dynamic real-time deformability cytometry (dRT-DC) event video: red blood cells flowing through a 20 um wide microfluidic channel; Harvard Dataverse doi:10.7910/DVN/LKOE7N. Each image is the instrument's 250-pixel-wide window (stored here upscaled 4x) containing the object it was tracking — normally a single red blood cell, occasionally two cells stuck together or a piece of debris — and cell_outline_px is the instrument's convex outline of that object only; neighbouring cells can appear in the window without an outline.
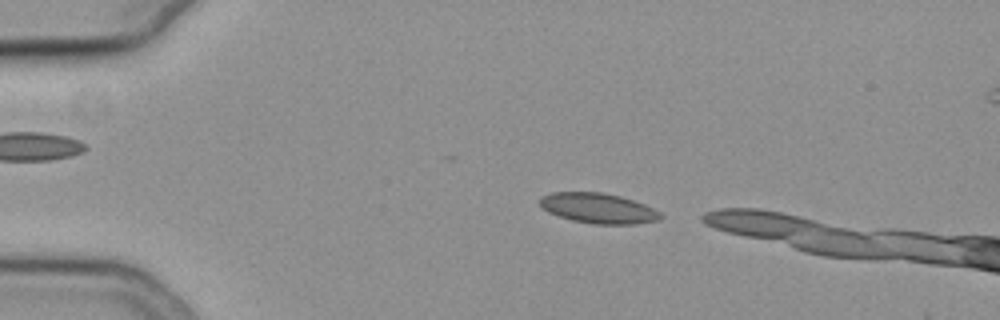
{"species": "common noctule bat (a hibernating species)", "species_latin": "Nyctalus noctula", "temperature_condition": "cold", "stored_images_in_passage": 9, "camera_frame_rate_fps": 3000, "um_per_image_px": 0.085, "animal": {"sex": "female", "body_mass_g": 19.3, "forearm_length_mm": 54.1}, "frame": {"image": 1, "passage_image": 3, "time_ms": 0.667, "image_size_px": [1000, 320], "cell_outline_px": [[664, 216], [660, 220], [636, 224], [592, 224], [572, 220], [548, 212], [540, 204], [540, 196], [552, 192], [604, 192], [620, 196], [644, 204], [660, 212]], "centroid_in_image_um": [50.87, 17.7], "position_along_channel_um": 34.1, "area_um2": 21.27}}